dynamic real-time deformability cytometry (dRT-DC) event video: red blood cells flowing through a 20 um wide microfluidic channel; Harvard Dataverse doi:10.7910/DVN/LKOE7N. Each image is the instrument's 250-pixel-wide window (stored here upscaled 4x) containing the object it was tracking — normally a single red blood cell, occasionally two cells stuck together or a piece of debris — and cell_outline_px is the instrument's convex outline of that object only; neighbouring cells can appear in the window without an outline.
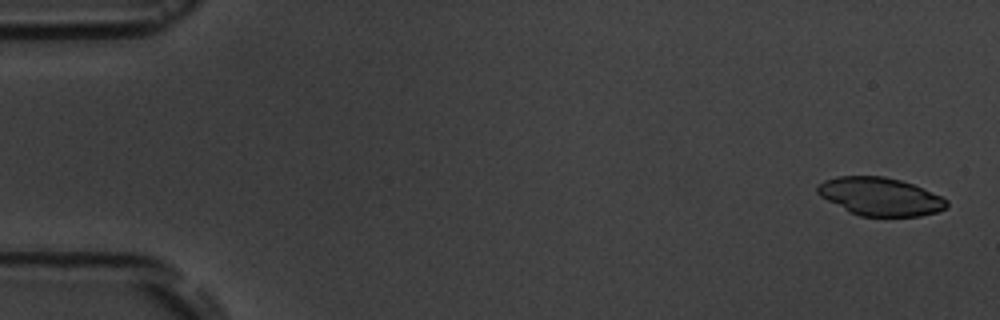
{"species": "common noctule bat (a hibernating species)", "species_latin": "Nyctalus noctula", "temperature_condition": "room temperature", "stored_images_in_passage": 4, "camera_frame_rate_fps": 3000, "um_per_image_px": 0.085, "animal": {"sex": "male", "body_mass_g": 19.5, "forearm_length_mm": 54.6}, "frame": {"image": 1, "passage_image": 1, "time_ms": 0.0, "image_size_px": [1000, 320], "cell_outline_px": [[948, 208], [936, 212], [920, 216], [860, 216], [848, 212], [820, 196], [816, 192], [816, 188], [824, 180], [836, 176], [884, 176], [900, 180], [912, 184], [940, 196], [948, 200]], "centroid_in_image_um": [74.79, 16.71], "position_along_channel_um": 10.2, "area_um2": 28.67}}